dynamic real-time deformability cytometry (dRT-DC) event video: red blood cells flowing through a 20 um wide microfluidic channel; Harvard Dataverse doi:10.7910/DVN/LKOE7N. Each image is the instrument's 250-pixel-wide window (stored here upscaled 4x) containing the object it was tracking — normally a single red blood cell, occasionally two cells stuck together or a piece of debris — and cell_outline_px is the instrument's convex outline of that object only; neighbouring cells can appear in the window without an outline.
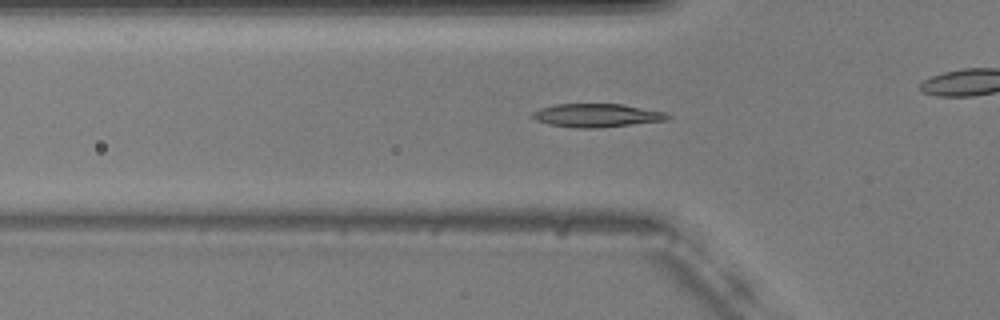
{"species": "common noctule bat (a hibernating species)", "species_latin": "Nyctalus noctula", "temperature_condition": "warm", "stored_images_in_passage": 41, "camera_frame_rate_fps": 3000, "um_per_image_px": 0.085, "animal": {"sex": "male", "body_mass_g": 20.5, "forearm_length_mm": 52.5}, "frame": {"image": 1, "passage_image": 15, "time_ms": 4.667, "image_size_px": [1000, 320], "cell_outline_px": [[672, 116], [664, 120], [600, 128], [576, 128], [548, 124], [536, 120], [532, 116], [532, 112], [540, 108], [556, 104], [620, 104], [664, 112]], "centroid_in_image_um": [50.67, 9.81], "position_along_channel_um": 75.1, "area_um2": 18.21}}
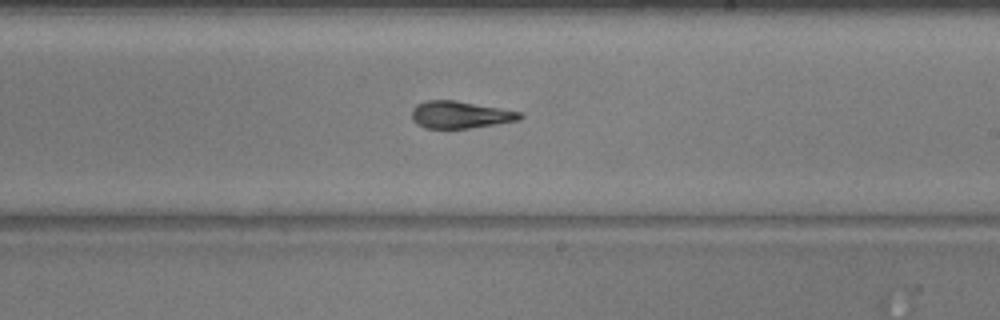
{"frame": {"image": 2, "passage_image": 29, "time_ms": 9.333, "image_size_px": [1000, 320], "cell_outline_px": [[524, 116], [520, 120], [468, 128], [424, 128], [416, 124], [412, 120], [412, 108], [416, 104], [428, 100], [456, 100], [524, 112]], "centroid_in_image_um": [39.13, 9.74], "position_along_channel_um": 249.9, "area_um2": 17.28}}
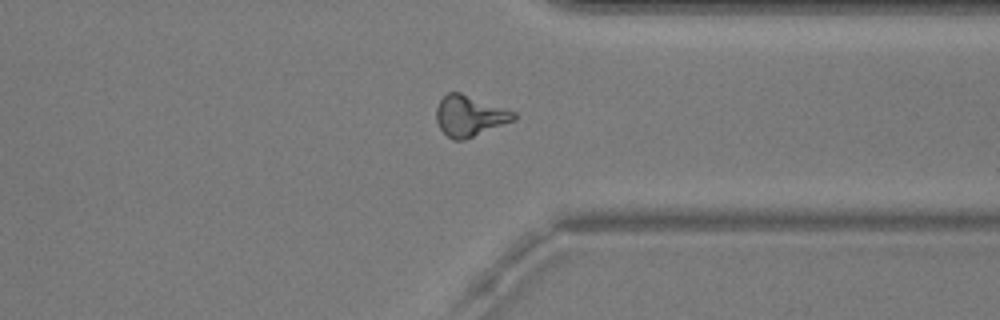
{"frame": {"image": 3, "passage_image": 39, "time_ms": 12.667, "image_size_px": [1000, 320], "cell_outline_px": [[516, 120], [464, 140], [452, 140], [440, 128], [436, 120], [436, 108], [440, 100], [448, 92], [460, 92], [516, 112]], "centroid_in_image_um": [39.92, 9.85], "position_along_channel_um": 371.5, "area_um2": 18.38}}